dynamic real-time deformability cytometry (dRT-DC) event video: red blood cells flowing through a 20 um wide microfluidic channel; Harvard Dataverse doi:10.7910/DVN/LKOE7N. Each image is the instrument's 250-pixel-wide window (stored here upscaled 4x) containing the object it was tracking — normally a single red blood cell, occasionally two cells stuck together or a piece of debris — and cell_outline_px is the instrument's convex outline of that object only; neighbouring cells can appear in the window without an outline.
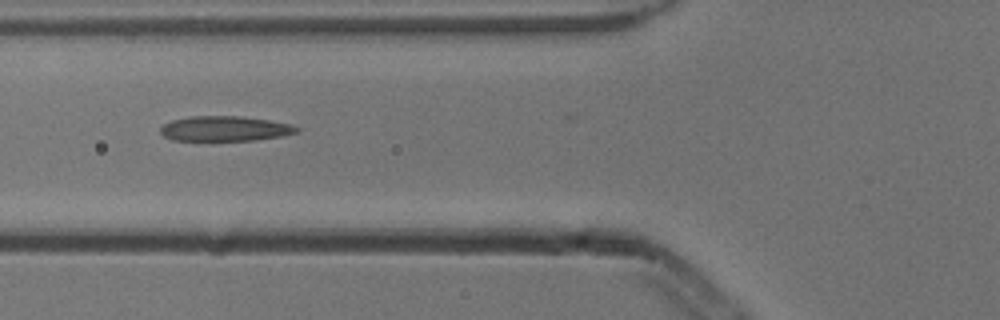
{"species": "common noctule bat (a hibernating species)", "species_latin": "Nyctalus noctula", "temperature_condition": "cold", "stored_images_in_passage": 6, "camera_frame_rate_fps": 3000, "um_per_image_px": 0.085, "animal": {"sex": "male", "body_mass_g": 13.3}, "frame": {"image": 1, "passage_image": 6, "time_ms": 1.667, "image_size_px": [1000, 320], "cell_outline_px": [[300, 128], [296, 132], [280, 136], [256, 140], [172, 140], [164, 136], [160, 132], [160, 128], [164, 124], [172, 120], [188, 116], [240, 116], [268, 120], [288, 124]], "centroid_in_image_um": [19.06, 10.93], "position_along_channel_um": 106.7, "area_um2": 19.65}}